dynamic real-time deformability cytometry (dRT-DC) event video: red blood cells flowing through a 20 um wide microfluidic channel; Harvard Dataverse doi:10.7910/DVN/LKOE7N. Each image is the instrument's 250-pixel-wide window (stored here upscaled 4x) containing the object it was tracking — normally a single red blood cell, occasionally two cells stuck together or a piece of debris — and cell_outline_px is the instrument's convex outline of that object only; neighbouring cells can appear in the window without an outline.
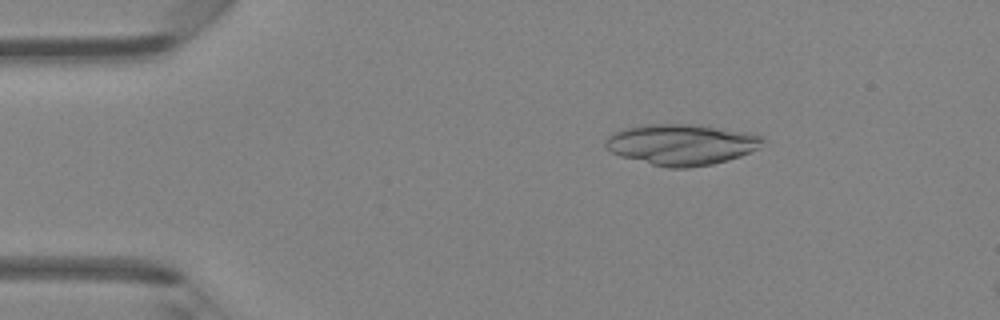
{"species": "Egyptian fruit bat (a non-hibernating species)", "species_latin": "Rousettus aegyptiacus", "temperature_condition": "room temperature", "stored_images_in_passage": 14, "camera_frame_rate_fps": 3000, "um_per_image_px": 0.085, "animal": {"sex": "female"}, "frame": {"image": 1, "passage_image": 8, "time_ms": 2.333, "image_size_px": [1000, 320], "cell_outline_px": [[764, 140], [760, 148], [740, 156], [728, 160], [712, 164], [688, 168], [668, 168], [620, 156], [604, 148], [604, 140], [612, 132], [624, 128], [640, 124], [696, 124], [752, 132], [764, 136]], "centroid_in_image_um": [57.93, 12.26], "position_along_channel_um": 27.1, "area_um2": 38.09}}